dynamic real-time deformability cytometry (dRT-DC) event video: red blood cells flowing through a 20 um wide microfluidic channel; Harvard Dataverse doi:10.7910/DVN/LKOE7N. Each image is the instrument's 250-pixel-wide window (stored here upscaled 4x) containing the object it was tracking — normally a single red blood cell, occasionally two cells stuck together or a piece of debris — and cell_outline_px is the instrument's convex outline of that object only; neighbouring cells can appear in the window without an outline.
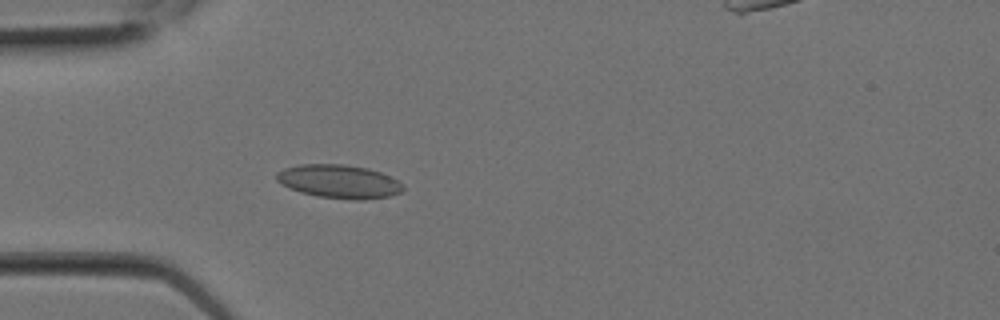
{"species": "Egyptian fruit bat (a non-hibernating species)", "species_latin": "Rousettus aegyptiacus", "temperature_condition": "room temperature", "stored_images_in_passage": 7, "camera_frame_rate_fps": 3000, "um_per_image_px": 0.085, "animal": {"sex": "female"}, "frame": {"image": 1, "passage_image": 7, "time_ms": 2.0, "image_size_px": [1000, 320], "cell_outline_px": [[404, 188], [400, 192], [388, 196], [364, 200], [352, 200], [316, 196], [300, 192], [288, 188], [276, 180], [276, 172], [284, 168], [300, 164], [344, 164], [368, 168], [392, 176], [404, 184]], "centroid_in_image_um": [28.82, 15.42], "position_along_channel_um": 56.2, "area_um2": 24.97}}